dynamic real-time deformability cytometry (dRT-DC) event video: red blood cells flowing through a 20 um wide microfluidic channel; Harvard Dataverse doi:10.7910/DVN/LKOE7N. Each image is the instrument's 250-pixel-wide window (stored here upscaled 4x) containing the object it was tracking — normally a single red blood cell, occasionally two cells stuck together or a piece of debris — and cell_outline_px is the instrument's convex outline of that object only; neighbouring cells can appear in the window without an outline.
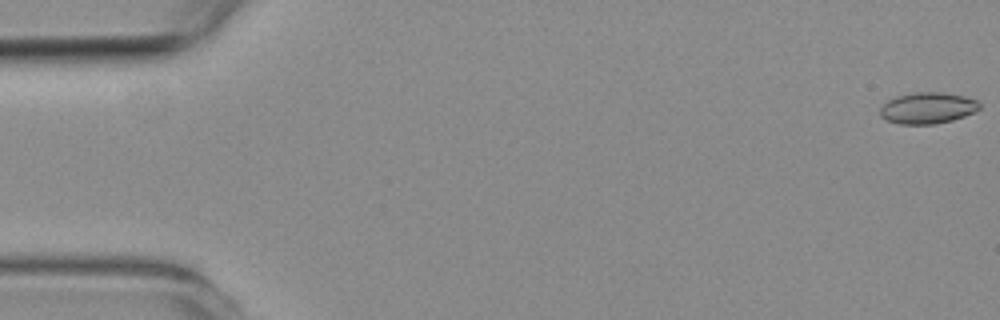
{"species": "common noctule bat (a hibernating species)", "species_latin": "Nyctalus noctula", "temperature_condition": "room temperature", "stored_images_in_passage": 7, "camera_frame_rate_fps": 3000, "um_per_image_px": 0.085, "animal": {"sex": "female", "body_mass_g": 19.3, "forearm_length_mm": 54.1}, "frame": {"image": 1, "passage_image": 1, "time_ms": 0.0, "image_size_px": [1000, 320], "cell_outline_px": [[980, 108], [964, 116], [952, 120], [936, 124], [900, 124], [888, 120], [880, 116], [880, 108], [888, 100], [896, 96], [912, 92], [944, 92], [964, 96], [976, 100], [980, 104]], "centroid_in_image_um": [78.83, 9.17], "position_along_channel_um": 6.2, "area_um2": 18.09}}
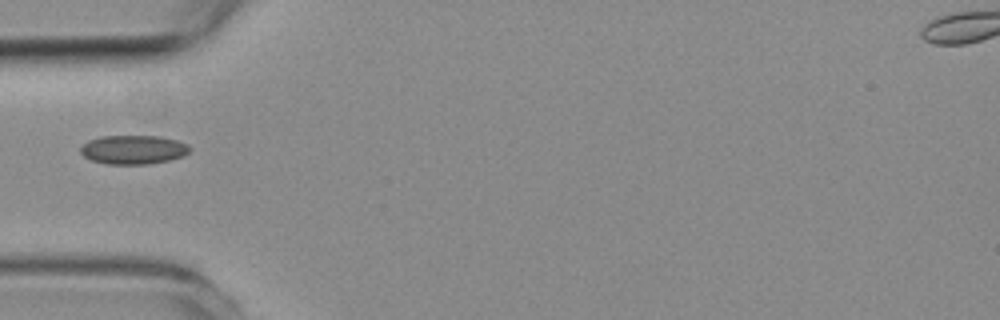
{"frame": {"image": 2, "passage_image": 6, "time_ms": 5.667, "image_size_px": [1000, 320], "cell_outline_px": [[192, 148], [184, 156], [168, 160], [148, 164], [108, 164], [92, 160], [84, 156], [80, 152], [80, 148], [88, 140], [100, 136], [160, 136], [176, 140], [188, 144]], "centroid_in_image_um": [11.35, 12.71], "position_along_channel_um": 73.7, "area_um2": 18.44}}
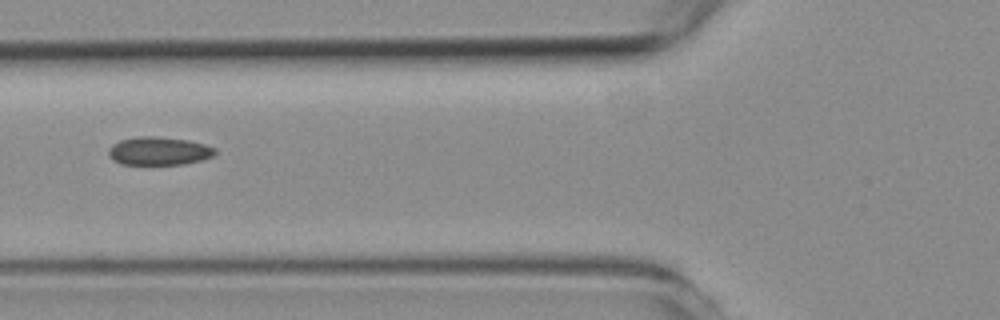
{"frame": {"image": 3, "passage_image": 7, "time_ms": 6.667, "image_size_px": [1000, 320], "cell_outline_px": [[216, 156], [204, 160], [184, 164], [120, 164], [112, 160], [108, 152], [108, 148], [112, 144], [120, 140], [140, 136], [156, 136], [188, 140], [204, 144], [216, 148]], "centroid_in_image_um": [13.53, 12.84], "position_along_channel_um": 112.3, "area_um2": 17.74}}